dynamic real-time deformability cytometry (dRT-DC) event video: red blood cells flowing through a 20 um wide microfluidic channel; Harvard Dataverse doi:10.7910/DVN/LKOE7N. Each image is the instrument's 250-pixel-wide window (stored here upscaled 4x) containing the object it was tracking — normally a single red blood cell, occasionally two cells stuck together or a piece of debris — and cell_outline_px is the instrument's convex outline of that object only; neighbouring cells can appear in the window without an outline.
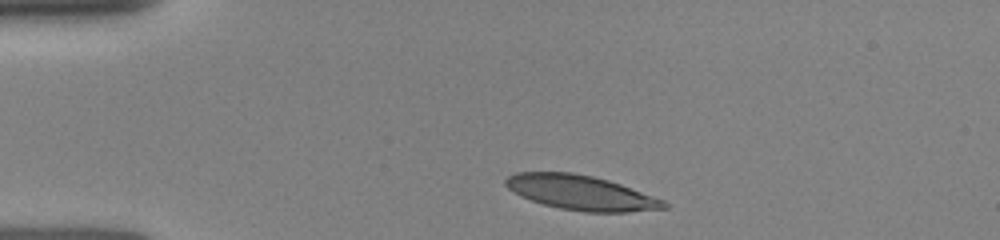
{"species": "human", "species_latin": "Homo sapiens", "temperature_condition": "room temperature", "stored_images_in_passage": 17, "camera_frame_rate_fps": 3000, "um_per_image_px": 0.085, "donor": {"sex": "female"}, "frame": {"image": 1, "passage_image": 1, "time_ms": 0.0, "image_size_px": [1000, 240], "cell_outline_px": [[668, 208], [628, 212], [584, 212], [560, 208], [544, 204], [520, 196], [508, 188], [504, 184], [504, 180], [508, 176], [516, 172], [572, 172], [592, 176], [608, 180], [620, 184], [664, 200], [668, 204]], "centroid_in_image_um": [49.37, 16.37], "position_along_channel_um": 35.6, "area_um2": 31.85}}
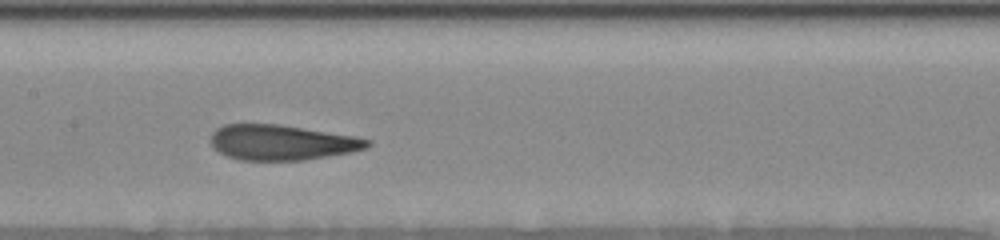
{"frame": {"image": 2, "passage_image": 8, "time_ms": 4.667, "image_size_px": [1000, 240], "cell_outline_px": [[372, 144], [368, 148], [352, 152], [304, 160], [240, 160], [228, 156], [212, 148], [212, 132], [216, 128], [224, 124], [280, 124], [356, 136], [372, 140]], "centroid_in_image_um": [23.99, 12.1], "position_along_channel_um": 183.4, "area_um2": 32.37}}
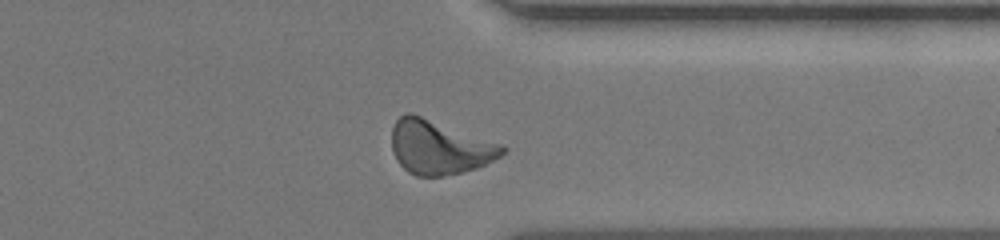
{"frame": {"image": 3, "passage_image": 15, "time_ms": 9.333, "image_size_px": [1000, 240], "cell_outline_px": [[508, 152], [476, 168], [460, 172], [440, 176], [416, 176], [408, 172], [396, 160], [392, 152], [392, 128], [396, 120], [404, 112], [412, 112], [504, 144], [508, 148]], "centroid_in_image_um": [37.35, 12.49], "position_along_channel_um": 374.0, "area_um2": 35.2}}